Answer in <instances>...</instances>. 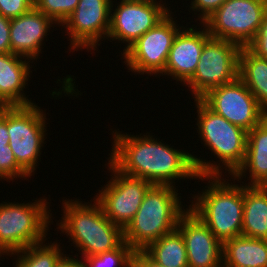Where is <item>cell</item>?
<instances>
[{
	"label": "cell",
	"instance_id": "cell-7",
	"mask_svg": "<svg viewBox=\"0 0 267 267\" xmlns=\"http://www.w3.org/2000/svg\"><path fill=\"white\" fill-rule=\"evenodd\" d=\"M40 108L35 103L25 106H7L9 146L17 163L30 176L36 172L37 161L41 157L40 151L47 139L46 113Z\"/></svg>",
	"mask_w": 267,
	"mask_h": 267
},
{
	"label": "cell",
	"instance_id": "cell-6",
	"mask_svg": "<svg viewBox=\"0 0 267 267\" xmlns=\"http://www.w3.org/2000/svg\"><path fill=\"white\" fill-rule=\"evenodd\" d=\"M3 203H0V240L12 254L47 240L52 213L46 198Z\"/></svg>",
	"mask_w": 267,
	"mask_h": 267
},
{
	"label": "cell",
	"instance_id": "cell-32",
	"mask_svg": "<svg viewBox=\"0 0 267 267\" xmlns=\"http://www.w3.org/2000/svg\"><path fill=\"white\" fill-rule=\"evenodd\" d=\"M133 267H165L154 262L143 250L135 251L133 256Z\"/></svg>",
	"mask_w": 267,
	"mask_h": 267
},
{
	"label": "cell",
	"instance_id": "cell-19",
	"mask_svg": "<svg viewBox=\"0 0 267 267\" xmlns=\"http://www.w3.org/2000/svg\"><path fill=\"white\" fill-rule=\"evenodd\" d=\"M248 172L246 185L267 186V116L247 132L245 160L231 177L241 182Z\"/></svg>",
	"mask_w": 267,
	"mask_h": 267
},
{
	"label": "cell",
	"instance_id": "cell-14",
	"mask_svg": "<svg viewBox=\"0 0 267 267\" xmlns=\"http://www.w3.org/2000/svg\"><path fill=\"white\" fill-rule=\"evenodd\" d=\"M111 2L112 0H79L75 10L62 24L69 36L70 52L84 48L87 52L95 51L97 46L102 44V39L106 40L110 26Z\"/></svg>",
	"mask_w": 267,
	"mask_h": 267
},
{
	"label": "cell",
	"instance_id": "cell-21",
	"mask_svg": "<svg viewBox=\"0 0 267 267\" xmlns=\"http://www.w3.org/2000/svg\"><path fill=\"white\" fill-rule=\"evenodd\" d=\"M241 235L267 240V186L244 184Z\"/></svg>",
	"mask_w": 267,
	"mask_h": 267
},
{
	"label": "cell",
	"instance_id": "cell-18",
	"mask_svg": "<svg viewBox=\"0 0 267 267\" xmlns=\"http://www.w3.org/2000/svg\"><path fill=\"white\" fill-rule=\"evenodd\" d=\"M24 59V60H23ZM31 60L13 53H0V106L34 104L24 93L28 86Z\"/></svg>",
	"mask_w": 267,
	"mask_h": 267
},
{
	"label": "cell",
	"instance_id": "cell-26",
	"mask_svg": "<svg viewBox=\"0 0 267 267\" xmlns=\"http://www.w3.org/2000/svg\"><path fill=\"white\" fill-rule=\"evenodd\" d=\"M79 0H35L34 6L61 26L77 7Z\"/></svg>",
	"mask_w": 267,
	"mask_h": 267
},
{
	"label": "cell",
	"instance_id": "cell-10",
	"mask_svg": "<svg viewBox=\"0 0 267 267\" xmlns=\"http://www.w3.org/2000/svg\"><path fill=\"white\" fill-rule=\"evenodd\" d=\"M171 13L121 52L128 70L148 76L160 75L164 71L173 41L184 27H179Z\"/></svg>",
	"mask_w": 267,
	"mask_h": 267
},
{
	"label": "cell",
	"instance_id": "cell-12",
	"mask_svg": "<svg viewBox=\"0 0 267 267\" xmlns=\"http://www.w3.org/2000/svg\"><path fill=\"white\" fill-rule=\"evenodd\" d=\"M161 1L121 0L117 4L118 6L116 4L114 6V1H112L107 39L112 41L118 40V42L120 41L126 44L123 47L124 52L137 39L151 28H154L171 12L167 5H165L166 3H163V1L161 3Z\"/></svg>",
	"mask_w": 267,
	"mask_h": 267
},
{
	"label": "cell",
	"instance_id": "cell-36",
	"mask_svg": "<svg viewBox=\"0 0 267 267\" xmlns=\"http://www.w3.org/2000/svg\"><path fill=\"white\" fill-rule=\"evenodd\" d=\"M129 1H146V2H154V1H157V0H129Z\"/></svg>",
	"mask_w": 267,
	"mask_h": 267
},
{
	"label": "cell",
	"instance_id": "cell-17",
	"mask_svg": "<svg viewBox=\"0 0 267 267\" xmlns=\"http://www.w3.org/2000/svg\"><path fill=\"white\" fill-rule=\"evenodd\" d=\"M53 24V25H52ZM51 18L46 16L35 6L25 14L10 19L11 53L32 60L39 57L44 38L47 37L51 27H56Z\"/></svg>",
	"mask_w": 267,
	"mask_h": 267
},
{
	"label": "cell",
	"instance_id": "cell-28",
	"mask_svg": "<svg viewBox=\"0 0 267 267\" xmlns=\"http://www.w3.org/2000/svg\"><path fill=\"white\" fill-rule=\"evenodd\" d=\"M33 6V0H0V13L12 19L25 14Z\"/></svg>",
	"mask_w": 267,
	"mask_h": 267
},
{
	"label": "cell",
	"instance_id": "cell-3",
	"mask_svg": "<svg viewBox=\"0 0 267 267\" xmlns=\"http://www.w3.org/2000/svg\"><path fill=\"white\" fill-rule=\"evenodd\" d=\"M226 176L225 179L221 175L198 176L202 181L209 180L208 186L193 195L194 201L189 205L222 244L241 236L244 210V182L236 185L235 178L230 177L232 184Z\"/></svg>",
	"mask_w": 267,
	"mask_h": 267
},
{
	"label": "cell",
	"instance_id": "cell-34",
	"mask_svg": "<svg viewBox=\"0 0 267 267\" xmlns=\"http://www.w3.org/2000/svg\"><path fill=\"white\" fill-rule=\"evenodd\" d=\"M78 255L71 257L64 254L56 263L55 267H83L82 261L78 259ZM74 257H77L76 259Z\"/></svg>",
	"mask_w": 267,
	"mask_h": 267
},
{
	"label": "cell",
	"instance_id": "cell-16",
	"mask_svg": "<svg viewBox=\"0 0 267 267\" xmlns=\"http://www.w3.org/2000/svg\"><path fill=\"white\" fill-rule=\"evenodd\" d=\"M183 27L176 35L168 54L164 71L160 74L186 84L194 75L204 44L211 38L206 27ZM183 82V83H182Z\"/></svg>",
	"mask_w": 267,
	"mask_h": 267
},
{
	"label": "cell",
	"instance_id": "cell-20",
	"mask_svg": "<svg viewBox=\"0 0 267 267\" xmlns=\"http://www.w3.org/2000/svg\"><path fill=\"white\" fill-rule=\"evenodd\" d=\"M222 267H267V240L241 235L225 241Z\"/></svg>",
	"mask_w": 267,
	"mask_h": 267
},
{
	"label": "cell",
	"instance_id": "cell-22",
	"mask_svg": "<svg viewBox=\"0 0 267 267\" xmlns=\"http://www.w3.org/2000/svg\"><path fill=\"white\" fill-rule=\"evenodd\" d=\"M238 78L267 113V58L257 56L248 47H242L239 54Z\"/></svg>",
	"mask_w": 267,
	"mask_h": 267
},
{
	"label": "cell",
	"instance_id": "cell-1",
	"mask_svg": "<svg viewBox=\"0 0 267 267\" xmlns=\"http://www.w3.org/2000/svg\"><path fill=\"white\" fill-rule=\"evenodd\" d=\"M129 135L112 131L108 161L123 174L145 179L155 185L175 186V180L197 179L192 154L178 150L150 135ZM148 134V135H147Z\"/></svg>",
	"mask_w": 267,
	"mask_h": 267
},
{
	"label": "cell",
	"instance_id": "cell-15",
	"mask_svg": "<svg viewBox=\"0 0 267 267\" xmlns=\"http://www.w3.org/2000/svg\"><path fill=\"white\" fill-rule=\"evenodd\" d=\"M177 229L185 241L188 267H222L223 244L188 207Z\"/></svg>",
	"mask_w": 267,
	"mask_h": 267
},
{
	"label": "cell",
	"instance_id": "cell-5",
	"mask_svg": "<svg viewBox=\"0 0 267 267\" xmlns=\"http://www.w3.org/2000/svg\"><path fill=\"white\" fill-rule=\"evenodd\" d=\"M176 191L171 185L153 184L149 188L136 215L123 230V240L134 251L144 250L177 228L179 217L187 208L184 209Z\"/></svg>",
	"mask_w": 267,
	"mask_h": 267
},
{
	"label": "cell",
	"instance_id": "cell-31",
	"mask_svg": "<svg viewBox=\"0 0 267 267\" xmlns=\"http://www.w3.org/2000/svg\"><path fill=\"white\" fill-rule=\"evenodd\" d=\"M0 53H11L10 19L0 13Z\"/></svg>",
	"mask_w": 267,
	"mask_h": 267
},
{
	"label": "cell",
	"instance_id": "cell-27",
	"mask_svg": "<svg viewBox=\"0 0 267 267\" xmlns=\"http://www.w3.org/2000/svg\"><path fill=\"white\" fill-rule=\"evenodd\" d=\"M31 178V176L17 163L9 145L0 146V180L13 181L14 178Z\"/></svg>",
	"mask_w": 267,
	"mask_h": 267
},
{
	"label": "cell",
	"instance_id": "cell-2",
	"mask_svg": "<svg viewBox=\"0 0 267 267\" xmlns=\"http://www.w3.org/2000/svg\"><path fill=\"white\" fill-rule=\"evenodd\" d=\"M194 102L197 108L196 125L198 128L196 129H198L199 138L205 144L204 146L210 149L213 156L218 158L217 162L206 161L192 155L198 176L221 175L224 177L227 172V175L232 176L245 160L247 131L213 112L200 99H194ZM223 169H225L224 174H222Z\"/></svg>",
	"mask_w": 267,
	"mask_h": 267
},
{
	"label": "cell",
	"instance_id": "cell-30",
	"mask_svg": "<svg viewBox=\"0 0 267 267\" xmlns=\"http://www.w3.org/2000/svg\"><path fill=\"white\" fill-rule=\"evenodd\" d=\"M253 53L262 58H267V12L254 40L247 46Z\"/></svg>",
	"mask_w": 267,
	"mask_h": 267
},
{
	"label": "cell",
	"instance_id": "cell-11",
	"mask_svg": "<svg viewBox=\"0 0 267 267\" xmlns=\"http://www.w3.org/2000/svg\"><path fill=\"white\" fill-rule=\"evenodd\" d=\"M107 164L112 177L105 187L99 189L94 199L102 207L106 217L124 230L136 215L145 194L153 184L145 179L123 174L110 162Z\"/></svg>",
	"mask_w": 267,
	"mask_h": 267
},
{
	"label": "cell",
	"instance_id": "cell-23",
	"mask_svg": "<svg viewBox=\"0 0 267 267\" xmlns=\"http://www.w3.org/2000/svg\"><path fill=\"white\" fill-rule=\"evenodd\" d=\"M154 262L165 267H188L185 241L176 228L143 250Z\"/></svg>",
	"mask_w": 267,
	"mask_h": 267
},
{
	"label": "cell",
	"instance_id": "cell-35",
	"mask_svg": "<svg viewBox=\"0 0 267 267\" xmlns=\"http://www.w3.org/2000/svg\"><path fill=\"white\" fill-rule=\"evenodd\" d=\"M2 255H9L11 257L13 254L5 247V245L0 240V257H2Z\"/></svg>",
	"mask_w": 267,
	"mask_h": 267
},
{
	"label": "cell",
	"instance_id": "cell-4",
	"mask_svg": "<svg viewBox=\"0 0 267 267\" xmlns=\"http://www.w3.org/2000/svg\"><path fill=\"white\" fill-rule=\"evenodd\" d=\"M62 201L64 214L57 229L71 238L81 258L114 250L124 241L123 230L106 217L95 199L93 204L79 199Z\"/></svg>",
	"mask_w": 267,
	"mask_h": 267
},
{
	"label": "cell",
	"instance_id": "cell-33",
	"mask_svg": "<svg viewBox=\"0 0 267 267\" xmlns=\"http://www.w3.org/2000/svg\"><path fill=\"white\" fill-rule=\"evenodd\" d=\"M9 145L7 130V106H0V146Z\"/></svg>",
	"mask_w": 267,
	"mask_h": 267
},
{
	"label": "cell",
	"instance_id": "cell-24",
	"mask_svg": "<svg viewBox=\"0 0 267 267\" xmlns=\"http://www.w3.org/2000/svg\"><path fill=\"white\" fill-rule=\"evenodd\" d=\"M42 241L32 244L25 249L14 253L15 267H55L58 260L64 255L63 249L56 241L50 244ZM18 254V255H17Z\"/></svg>",
	"mask_w": 267,
	"mask_h": 267
},
{
	"label": "cell",
	"instance_id": "cell-13",
	"mask_svg": "<svg viewBox=\"0 0 267 267\" xmlns=\"http://www.w3.org/2000/svg\"><path fill=\"white\" fill-rule=\"evenodd\" d=\"M200 100L213 112L247 132L267 116L239 78L211 89Z\"/></svg>",
	"mask_w": 267,
	"mask_h": 267
},
{
	"label": "cell",
	"instance_id": "cell-8",
	"mask_svg": "<svg viewBox=\"0 0 267 267\" xmlns=\"http://www.w3.org/2000/svg\"><path fill=\"white\" fill-rule=\"evenodd\" d=\"M267 12V0H226L203 25L212 38L247 47Z\"/></svg>",
	"mask_w": 267,
	"mask_h": 267
},
{
	"label": "cell",
	"instance_id": "cell-25",
	"mask_svg": "<svg viewBox=\"0 0 267 267\" xmlns=\"http://www.w3.org/2000/svg\"><path fill=\"white\" fill-rule=\"evenodd\" d=\"M134 250L123 241L116 249L81 259L83 267H133Z\"/></svg>",
	"mask_w": 267,
	"mask_h": 267
},
{
	"label": "cell",
	"instance_id": "cell-29",
	"mask_svg": "<svg viewBox=\"0 0 267 267\" xmlns=\"http://www.w3.org/2000/svg\"><path fill=\"white\" fill-rule=\"evenodd\" d=\"M226 0H191L190 10L194 11L202 24L209 16H211Z\"/></svg>",
	"mask_w": 267,
	"mask_h": 267
},
{
	"label": "cell",
	"instance_id": "cell-9",
	"mask_svg": "<svg viewBox=\"0 0 267 267\" xmlns=\"http://www.w3.org/2000/svg\"><path fill=\"white\" fill-rule=\"evenodd\" d=\"M241 46L228 40L210 38L203 46L197 69L185 84L193 99L238 78Z\"/></svg>",
	"mask_w": 267,
	"mask_h": 267
}]
</instances>
